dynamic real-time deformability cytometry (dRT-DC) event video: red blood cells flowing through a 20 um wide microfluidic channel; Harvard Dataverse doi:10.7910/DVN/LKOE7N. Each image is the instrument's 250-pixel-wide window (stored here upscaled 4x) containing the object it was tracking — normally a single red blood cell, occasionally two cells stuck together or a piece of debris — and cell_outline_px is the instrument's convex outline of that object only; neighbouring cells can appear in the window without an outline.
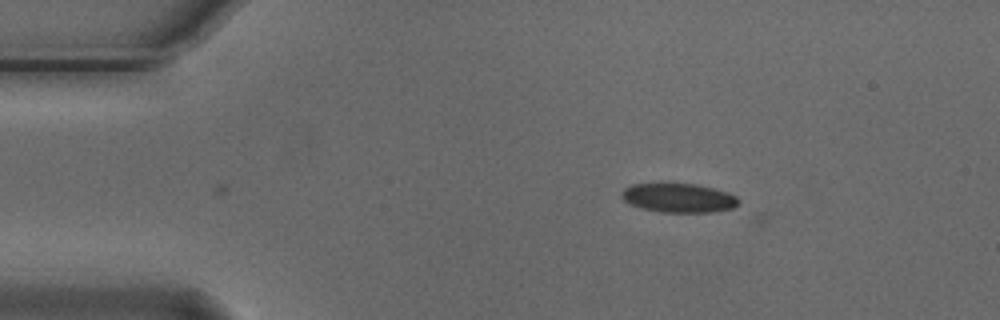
{"species": "Egyptian fruit bat (a non-hibernating species)", "species_latin": "Rousettus aegyptiacus", "temperature_condition": "cold", "stored_images_in_passage": 2, "camera_frame_rate_fps": 3000, "um_per_image_px": 0.085, "animal": {"sex": "male"}, "frame": {"image": 1, "passage_image": 2, "time_ms": 0.333, "image_size_px": [1000, 320], "cell_outline_px": [[740, 200], [732, 208], [712, 212], [660, 212], [640, 208], [624, 200], [620, 196], [620, 192], [624, 188], [632, 184], [696, 184], [728, 192], [736, 196]], "centroid_in_image_um": [57.66, 16.82], "position_along_channel_um": 27.3, "area_um2": 19.71}}